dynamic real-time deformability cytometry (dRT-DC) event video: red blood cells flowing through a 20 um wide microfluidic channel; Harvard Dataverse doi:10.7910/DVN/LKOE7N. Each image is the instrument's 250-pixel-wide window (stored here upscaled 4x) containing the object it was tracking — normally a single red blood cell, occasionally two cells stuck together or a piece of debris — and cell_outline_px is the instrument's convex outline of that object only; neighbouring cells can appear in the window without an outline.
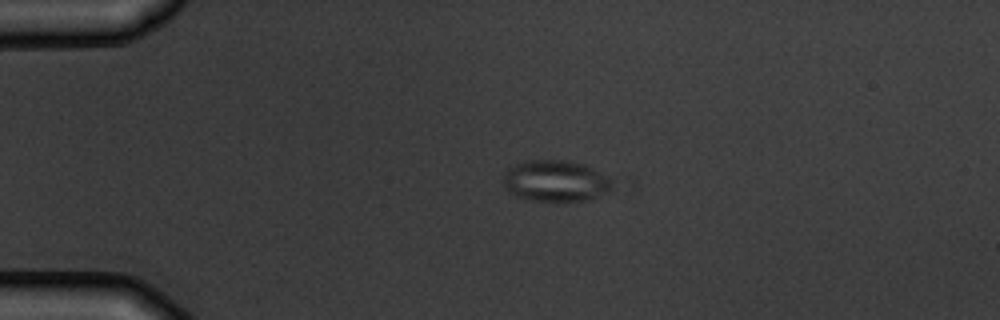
{"species": "common noctule bat (a hibernating species)", "species_latin": "Nyctalus noctula", "temperature_condition": "warm", "stored_images_in_passage": 2, "camera_frame_rate_fps": 3000, "um_per_image_px": 0.085, "animal": {"sex": "male", "body_mass_g": 19.5, "forearm_length_mm": 54.6}, "frame": {"image": 1, "passage_image": 1, "time_ms": 0.0, "image_size_px": [1000, 320], "cell_outline_px": [[616, 180], [612, 188], [608, 192], [584, 200], [524, 200], [508, 192], [504, 188], [504, 172], [508, 168], [516, 164], [528, 160], [564, 160], [584, 164]], "centroid_in_image_um": [47.22, 15.37], "position_along_channel_um": 37.8, "area_um2": 26.3}}